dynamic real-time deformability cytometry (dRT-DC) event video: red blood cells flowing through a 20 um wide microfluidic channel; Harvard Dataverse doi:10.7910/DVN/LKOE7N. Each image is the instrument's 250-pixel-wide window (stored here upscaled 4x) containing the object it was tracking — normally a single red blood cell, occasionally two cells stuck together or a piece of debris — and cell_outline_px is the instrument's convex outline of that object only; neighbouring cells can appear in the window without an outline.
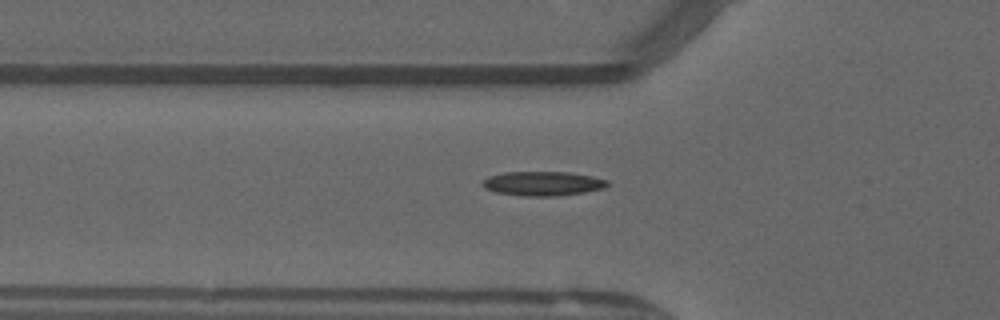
{"species": "common noctule bat (a hibernating species)", "species_latin": "Nyctalus noctula", "temperature_condition": "warm", "stored_images_in_passage": 51, "camera_frame_rate_fps": 3000, "um_per_image_px": 0.085, "animal": {"sex": "male", "forearm_length_mm": 52.5}, "frame": {"image": 1, "passage_image": 18, "time_ms": 5.667, "image_size_px": [1000, 320], "cell_outline_px": [[608, 184], [604, 188], [584, 192], [556, 196], [524, 196], [496, 192], [484, 188], [480, 184], [488, 176], [504, 172], [568, 172], [592, 176], [608, 180]], "centroid_in_image_um": [46.11, 15.6], "position_along_channel_um": 79.7, "area_um2": 17.69}}
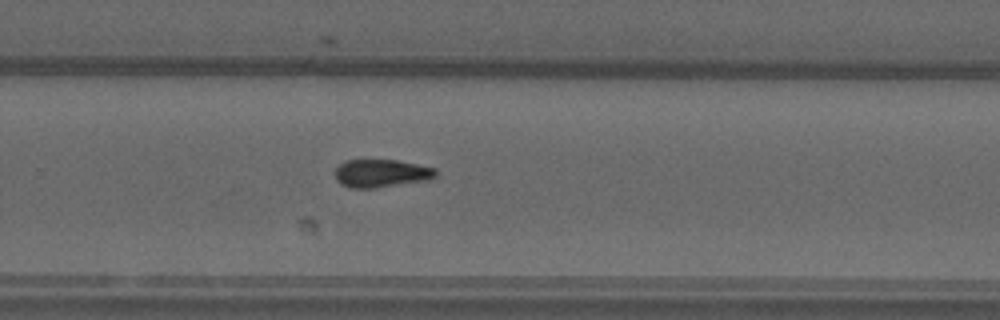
{"frame": {"image": 2, "passage_image": 34, "time_ms": 11.0, "image_size_px": [1000, 320], "cell_outline_px": [[436, 176], [428, 180], [376, 188], [352, 188], [340, 184], [336, 180], [336, 168], [344, 160], [396, 160], [436, 168]], "centroid_in_image_um": [32.4, 14.74], "position_along_channel_um": 297.4, "area_um2": 16.42}}
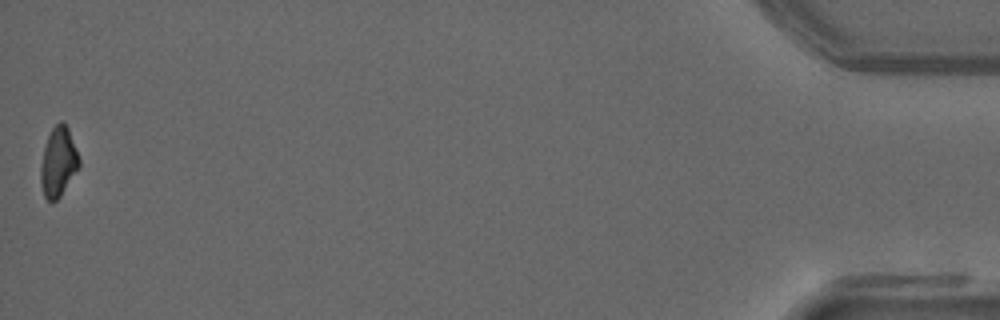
{"frame": {"image": 3, "passage_image": 51, "time_ms": 16.667, "image_size_px": [1000, 320], "cell_outline_px": [[80, 164], [60, 196], [52, 204], [44, 196], [40, 180], [40, 168], [44, 148], [48, 136], [52, 128], [60, 120], [64, 120], [68, 128], [76, 148], [80, 160]], "centroid_in_image_um": [4.94, 13.75], "position_along_channel_um": 430.3, "area_um2": 15.43}, "authors_computed_cell_mechanics": {"area_um2": 16.0106, "velocity_mm_per_s": 4.0908, "shape_relaxation_time_tau1_ms": 6.7694, "shape_relaxation_time_tau2_ms": 2.4754, "deformation_change_tau1": 0.2331, "deformation_change_tau2": 0.0882}}